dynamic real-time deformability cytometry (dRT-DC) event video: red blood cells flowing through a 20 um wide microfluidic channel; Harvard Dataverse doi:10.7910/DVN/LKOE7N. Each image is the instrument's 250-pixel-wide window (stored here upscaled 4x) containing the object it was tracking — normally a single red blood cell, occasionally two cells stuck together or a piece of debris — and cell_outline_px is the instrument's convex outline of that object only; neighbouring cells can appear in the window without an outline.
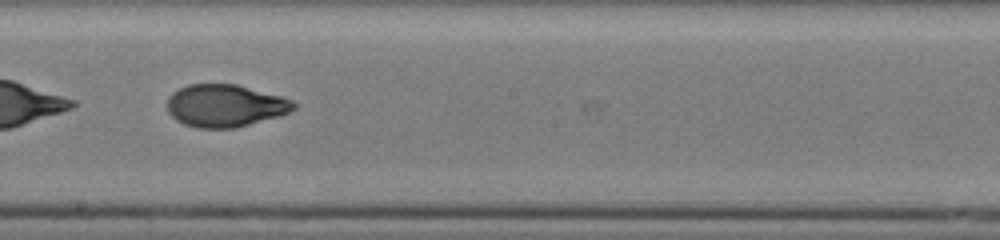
{"species": "human", "species_latin": "Homo sapiens", "temperature_condition": "cold", "stored_images_in_passage": 52, "segment_of_instrument_passage": [2, 2], "camera_frame_rate_fps": 3000, "um_per_image_px": 0.085, "donor": {"sex": "male"}, "frame": {"image": 1, "passage_image": 31, "time_ms": 10.0, "image_size_px": [1000, 240], "cell_outline_px": [[296, 108], [280, 116], [232, 128], [196, 128], [184, 124], [176, 120], [168, 112], [168, 96], [172, 92], [188, 84], [236, 84], [284, 96], [292, 100], [296, 104]], "centroid_in_image_um": [19.14, 8.97], "position_along_channel_um": 229.1, "area_um2": 31.39}}
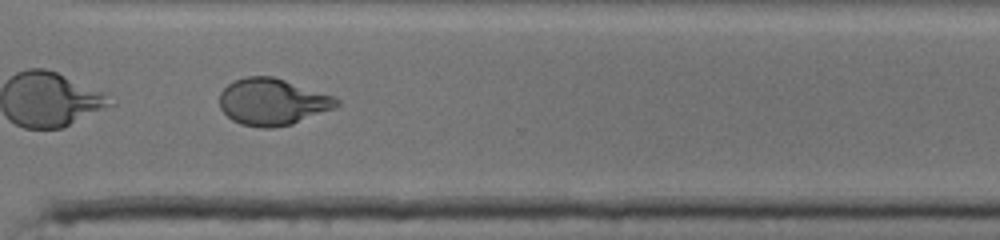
{"frame": {"image": 2, "passage_image": 40, "time_ms": 13.0, "image_size_px": [1000, 240], "cell_outline_px": [[340, 104], [332, 108], [292, 124], [272, 128], [260, 128], [240, 124], [232, 120], [220, 108], [220, 92], [232, 80], [244, 76], [272, 76], [336, 96], [340, 100]], "centroid_in_image_um": [23.14, 8.65], "position_along_channel_um": 347.5, "area_um2": 31.91}}